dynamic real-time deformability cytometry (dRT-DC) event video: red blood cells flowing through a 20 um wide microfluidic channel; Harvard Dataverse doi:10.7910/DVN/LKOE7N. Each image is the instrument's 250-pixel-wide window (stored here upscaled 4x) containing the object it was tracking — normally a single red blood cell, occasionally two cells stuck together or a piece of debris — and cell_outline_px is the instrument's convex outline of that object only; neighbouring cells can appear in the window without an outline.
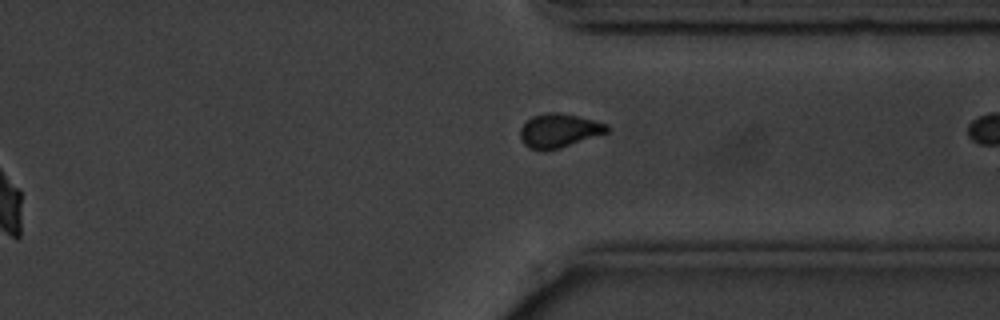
{"species": "common noctule bat (a hibernating species)", "species_latin": "Nyctalus noctula", "temperature_condition": "cold", "stored_images_in_passage": 13, "camera_frame_rate_fps": 3000, "um_per_image_px": 0.085, "animal": {"sex": "male", "body_mass_g": 20.1, "forearm_length_mm": 53.5}, "frame": {"image": 1, "passage_image": 13, "time_ms": 15.667, "image_size_px": [1000, 320], "cell_outline_px": [[608, 132], [560, 148], [528, 148], [520, 140], [520, 128], [532, 116], [544, 112], [560, 112], [608, 124]], "centroid_in_image_um": [47.5, 11.07], "position_along_channel_um": 363.9, "area_um2": 16.76}, "authors_computed_cell_mechanics": {"area_um2": 19.9988, "velocity_mm_per_s": 3.5546, "shape_relaxation_time_tau1_ms": 1.0812, "shape_relaxation_time_tau2_ms": null, "deformation_change_tau1": 0.0788, "deformation_change_tau2": null}}